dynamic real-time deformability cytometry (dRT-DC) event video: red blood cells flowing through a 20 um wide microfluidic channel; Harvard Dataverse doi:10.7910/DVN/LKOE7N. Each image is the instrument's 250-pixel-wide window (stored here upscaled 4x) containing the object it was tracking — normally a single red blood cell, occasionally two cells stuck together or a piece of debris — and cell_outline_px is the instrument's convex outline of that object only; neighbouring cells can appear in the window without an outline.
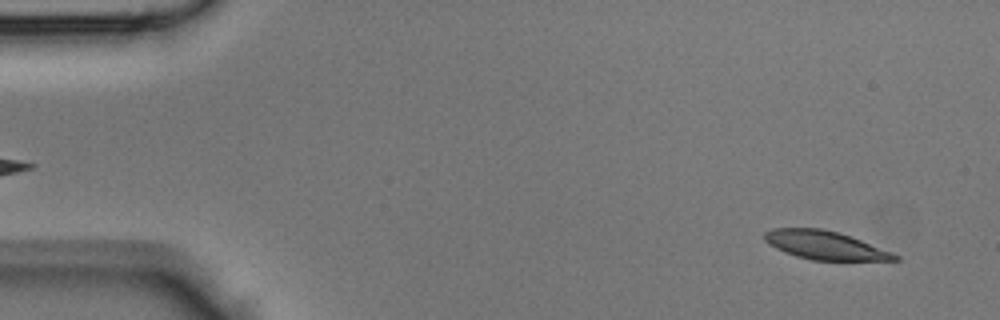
{"species": "Egyptian fruit bat (a non-hibernating species)", "species_latin": "Rousettus aegyptiacus", "temperature_condition": "room temperature", "stored_images_in_passage": 42, "camera_frame_rate_fps": 3000, "um_per_image_px": 0.085, "animal": {"sex": "male"}, "frame": {"image": 1, "passage_image": 2, "time_ms": 0.333, "image_size_px": [1000, 320], "cell_outline_px": [[900, 260], [812, 260], [796, 256], [784, 252], [768, 244], [764, 240], [764, 232], [772, 228], [820, 228], [836, 232], [860, 240], [892, 252], [900, 256]], "centroid_in_image_um": [70.08, 20.84], "position_along_channel_um": 14.9, "area_um2": 21.39}}
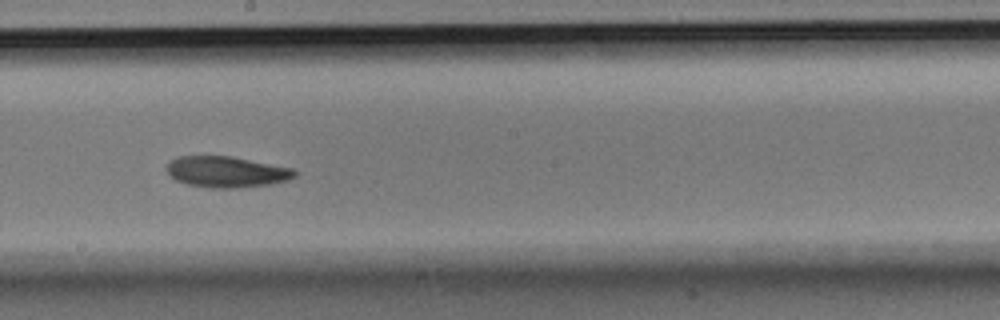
{"frame": {"image": 2, "passage_image": 23, "time_ms": 7.333, "image_size_px": [1000, 320], "cell_outline_px": [[296, 176], [288, 180], [272, 184], [236, 188], [212, 188], [188, 184], [176, 180], [164, 168], [168, 160], [180, 156], [232, 156], [292, 168], [296, 172]], "centroid_in_image_um": [19.23, 14.6], "position_along_channel_um": 229.0, "area_um2": 23.24}}
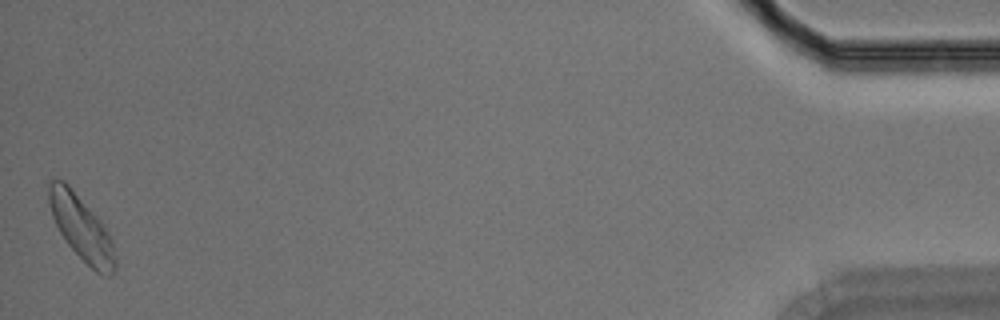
{"frame": {"image": 3, "passage_image": 42, "time_ms": 13.667, "image_size_px": [1000, 320], "cell_outline_px": [[116, 268], [112, 276], [100, 276], [68, 244], [60, 232], [52, 216], [48, 200], [48, 188], [52, 180], [64, 180], [68, 184], [100, 220], [108, 232], [112, 240], [116, 260]], "centroid_in_image_um": [6.95, 19.41], "position_along_channel_um": 428.3, "area_um2": 24.62}}